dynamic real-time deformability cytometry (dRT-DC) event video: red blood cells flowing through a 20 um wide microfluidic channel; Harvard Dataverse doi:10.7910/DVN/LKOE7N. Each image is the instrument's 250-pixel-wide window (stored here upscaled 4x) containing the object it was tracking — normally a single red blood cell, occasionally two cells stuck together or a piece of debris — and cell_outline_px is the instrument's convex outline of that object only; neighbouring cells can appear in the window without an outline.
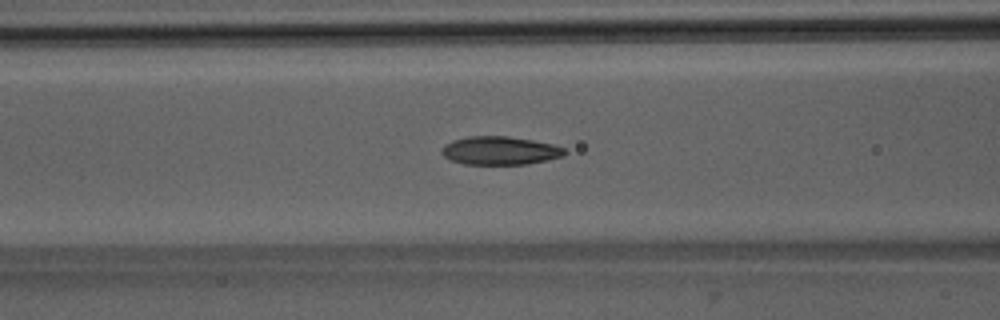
{"species": "Egyptian fruit bat (a non-hibernating species)", "species_latin": "Rousettus aegyptiacus", "temperature_condition": "room temperature", "stored_images_in_passage": 38, "segment_of_instrument_passage": [1, 2], "camera_frame_rate_fps": 3000, "um_per_image_px": 0.085, "animal": {"sex": "male"}, "frame": {"image": 1, "passage_image": 7, "time_ms": 2.0, "image_size_px": [1000, 320], "cell_outline_px": [[568, 152], [564, 156], [548, 160], [528, 164], [464, 164], [452, 160], [444, 156], [440, 152], [444, 144], [452, 140], [468, 136], [508, 136], [532, 140], [552, 144], [564, 148]], "centroid_in_image_um": [42.5, 12.8], "position_along_channel_um": 124.1, "area_um2": 20.4}}
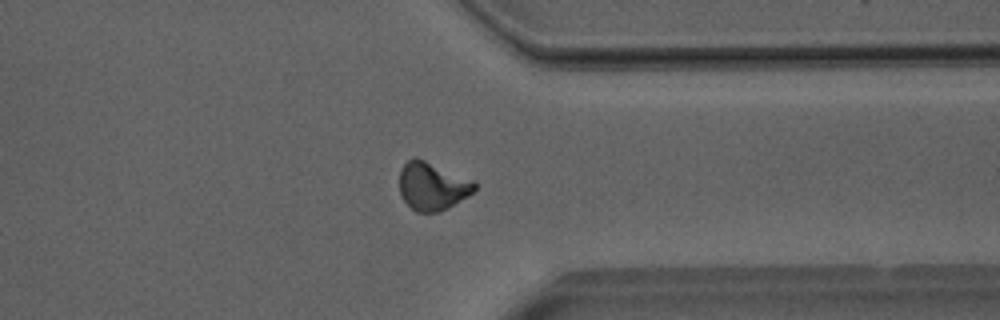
{"frame": {"image": 2, "passage_image": 26, "time_ms": 8.333, "image_size_px": [1000, 320], "cell_outline_px": [[476, 188], [468, 196], [448, 208], [436, 212], [416, 212], [404, 200], [400, 192], [400, 168], [408, 160], [416, 156], [476, 180]], "centroid_in_image_um": [36.77, 15.8], "position_along_channel_um": 374.6, "area_um2": 21.21}}
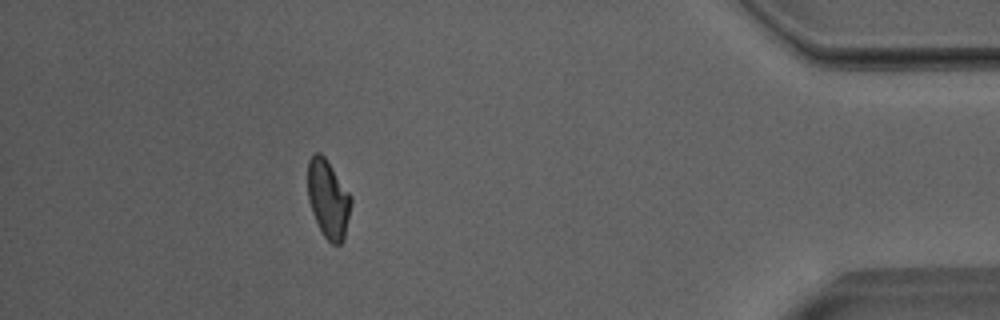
{"frame": {"image": 3, "passage_image": 32, "time_ms": 10.333, "image_size_px": [1000, 320], "cell_outline_px": [[352, 204], [344, 240], [340, 244], [332, 244], [324, 236], [312, 212], [308, 200], [308, 160], [316, 152], [320, 152], [324, 156], [352, 196]], "centroid_in_image_um": [27.91, 16.92], "position_along_channel_um": 407.3, "area_um2": 19.71}}